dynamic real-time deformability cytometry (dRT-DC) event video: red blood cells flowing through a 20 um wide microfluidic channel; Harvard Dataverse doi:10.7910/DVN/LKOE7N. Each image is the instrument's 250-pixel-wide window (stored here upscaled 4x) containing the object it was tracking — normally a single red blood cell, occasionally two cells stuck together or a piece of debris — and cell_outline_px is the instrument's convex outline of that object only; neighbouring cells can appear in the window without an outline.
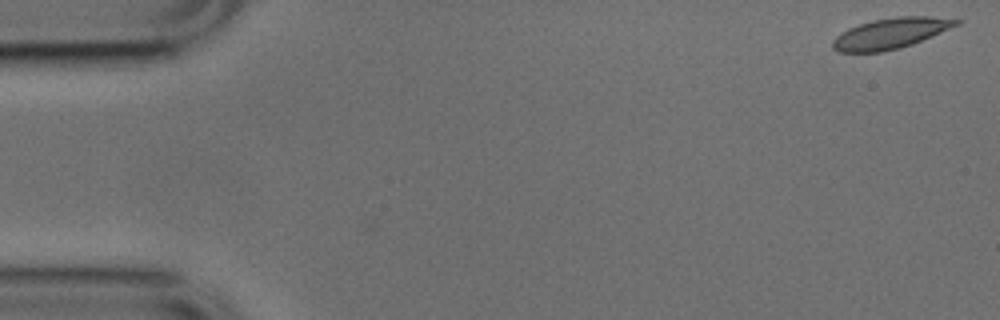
{"species": "common noctule bat (a hibernating species)", "species_latin": "Nyctalus noctula", "temperature_condition": "cold", "stored_images_in_passage": 40, "camera_frame_rate_fps": 3000, "um_per_image_px": 0.085, "animal": {"sex": "male", "body_mass_g": 17.9, "forearm_length_mm": 54.2}, "frame": {"image": 1, "passage_image": 1, "time_ms": 0.0, "image_size_px": [1000, 320], "cell_outline_px": [[964, 20], [960, 24], [912, 44], [900, 48], [880, 52], [840, 52], [832, 48], [832, 40], [840, 32], [848, 28], [872, 20], [896, 16], [928, 16]], "centroid_in_image_um": [75.69, 2.83], "position_along_channel_um": 9.3, "area_um2": 22.08}}
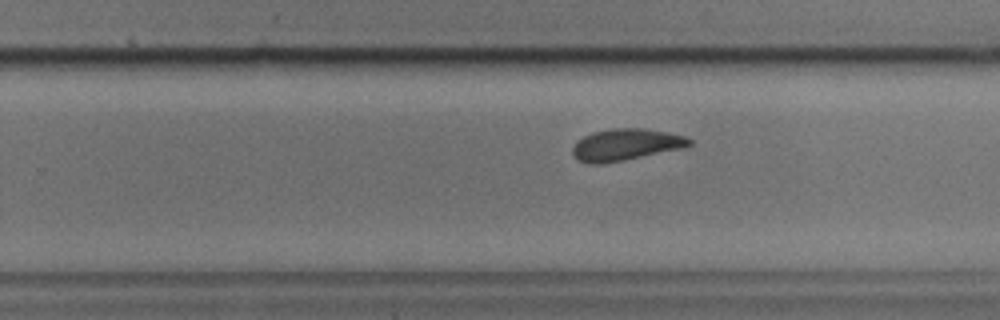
{"frame": {"image": 2, "passage_image": 32, "time_ms": 10.333, "image_size_px": [1000, 320], "cell_outline_px": [[692, 144], [680, 148], [624, 160], [604, 164], [588, 164], [580, 160], [572, 152], [572, 148], [576, 140], [592, 132], [612, 128], [640, 128], [664, 132], [684, 136], [692, 140]], "centroid_in_image_um": [53.13, 12.29], "position_along_channel_um": 276.7, "area_um2": 21.27}}
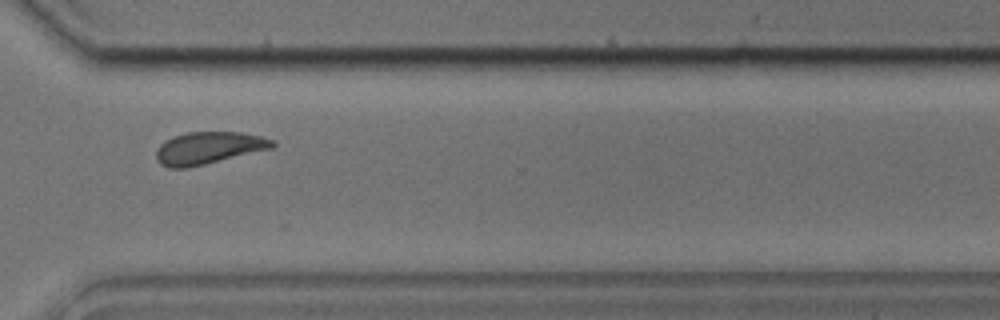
{"frame": {"image": 3, "passage_image": 38, "time_ms": 12.333, "image_size_px": [1000, 320], "cell_outline_px": [[276, 144], [272, 148], [188, 168], [168, 168], [160, 164], [156, 160], [156, 148], [164, 140], [188, 132], [240, 132], [260, 136], [276, 140]], "centroid_in_image_um": [17.7, 12.58], "position_along_channel_um": 352.9, "area_um2": 21.85}, "authors_computed_cell_mechanics": {"area_um2": 21.9929, "velocity_mm_per_s": 3.8059, "shape_relaxation_time_tau1_ms": 3.8486, "shape_relaxation_time_tau2_ms": 1.906, "deformation_change_tau1": 0.1371, "deformation_change_tau2": 0.0793}}